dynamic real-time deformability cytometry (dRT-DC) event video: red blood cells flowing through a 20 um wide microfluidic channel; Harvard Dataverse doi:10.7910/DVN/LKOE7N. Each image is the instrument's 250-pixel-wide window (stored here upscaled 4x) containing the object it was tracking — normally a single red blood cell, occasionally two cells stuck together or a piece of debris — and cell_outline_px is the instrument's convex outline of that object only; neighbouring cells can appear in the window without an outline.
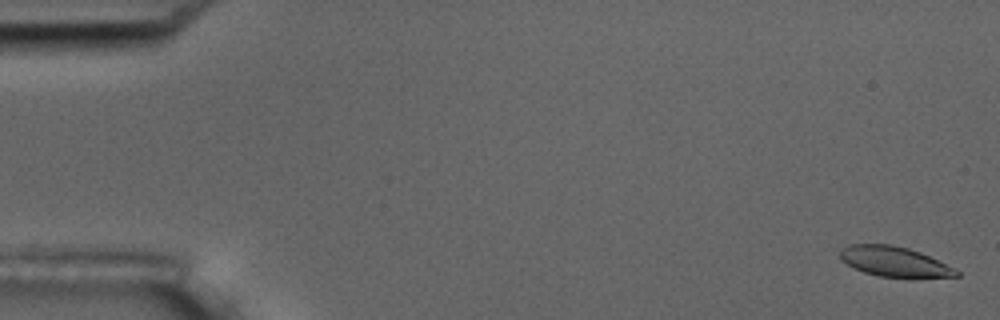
{"species": "common noctule bat (a hibernating species)", "species_latin": "Nyctalus noctula", "temperature_condition": "room temperature", "stored_images_in_passage": 17, "camera_frame_rate_fps": 3000, "um_per_image_px": 0.085, "animal": {"sex": "male", "body_mass_g": 17.5, "forearm_length_mm": 52.3}, "frame": {"image": 1, "passage_image": 1, "time_ms": 0.0, "image_size_px": [1000, 320], "cell_outline_px": [[960, 276], [916, 280], [912, 280], [880, 276], [864, 272], [852, 268], [840, 260], [840, 252], [848, 244], [892, 244], [908, 248], [920, 252], [956, 268], [960, 272]], "centroid_in_image_um": [76.1, 22.29], "position_along_channel_um": 8.9, "area_um2": 21.27}}
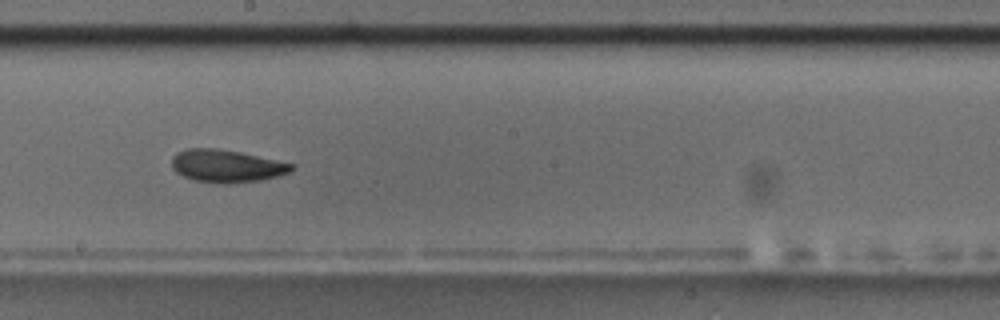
{"frame": {"image": 2, "passage_image": 10, "time_ms": 10.333, "image_size_px": [1000, 320], "cell_outline_px": [[296, 168], [292, 172], [280, 176], [260, 180], [228, 184], [196, 180], [184, 176], [176, 172], [172, 168], [172, 156], [176, 152], [188, 148], [216, 148], [240, 152], [296, 164]], "centroid_in_image_um": [19.31, 14.1], "position_along_channel_um": 228.9, "area_um2": 22.95}}
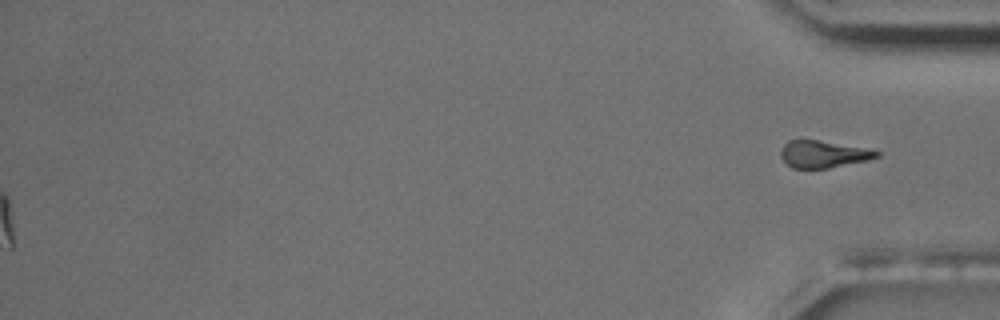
{"frame": {"image": 3, "passage_image": 17, "time_ms": 19.333, "image_size_px": [1000, 320], "cell_outline_px": [[880, 156], [868, 160], [828, 168], [792, 168], [780, 156], [780, 152], [784, 144], [788, 140], [820, 140], [880, 152]], "centroid_in_image_um": [69.93, 13.11], "position_along_channel_um": 365.3, "area_um2": 14.8}, "authors_computed_cell_mechanics": {"area_um2": 22.1374, "velocity_mm_per_s": 3.5122, "shape_relaxation_time_tau1_ms": 3.8328, "shape_relaxation_time_tau2_ms": 3.2067, "deformation_change_tau1": 0.0923, "deformation_change_tau2": 0.075}}